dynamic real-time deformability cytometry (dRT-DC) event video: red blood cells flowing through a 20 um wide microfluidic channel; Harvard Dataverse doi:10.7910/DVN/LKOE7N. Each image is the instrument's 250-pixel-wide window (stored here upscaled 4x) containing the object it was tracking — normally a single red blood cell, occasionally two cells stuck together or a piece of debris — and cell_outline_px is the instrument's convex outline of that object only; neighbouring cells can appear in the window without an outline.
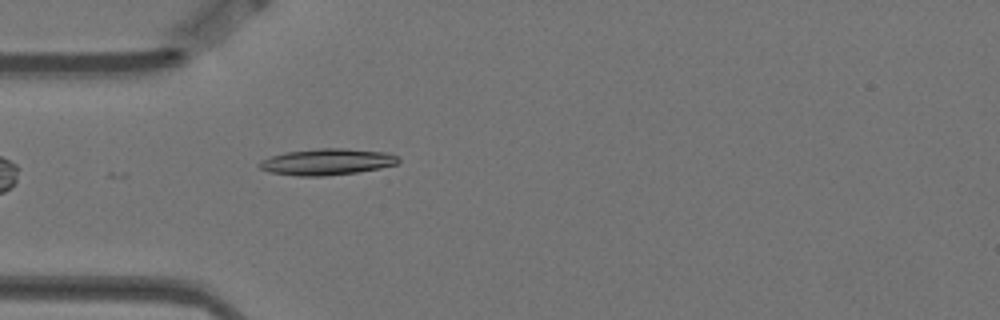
{"species": "Egyptian fruit bat (a non-hibernating species)", "species_latin": "Rousettus aegyptiacus", "temperature_condition": "warm", "stored_images_in_passage": 1, "camera_frame_rate_fps": 3000, "um_per_image_px": 0.085, "animal": {"sex": "female"}, "frame": {"image": 1, "passage_image": 1, "time_ms": 0.0, "image_size_px": [1000, 320], "cell_outline_px": [[400, 160], [396, 164], [380, 168], [356, 172], [324, 176], [296, 176], [268, 172], [260, 168], [256, 164], [260, 160], [284, 152], [320, 148], [344, 148], [388, 152], [400, 156]], "centroid_in_image_um": [27.78, 13.75], "position_along_channel_um": 57.2, "area_um2": 21.56}}